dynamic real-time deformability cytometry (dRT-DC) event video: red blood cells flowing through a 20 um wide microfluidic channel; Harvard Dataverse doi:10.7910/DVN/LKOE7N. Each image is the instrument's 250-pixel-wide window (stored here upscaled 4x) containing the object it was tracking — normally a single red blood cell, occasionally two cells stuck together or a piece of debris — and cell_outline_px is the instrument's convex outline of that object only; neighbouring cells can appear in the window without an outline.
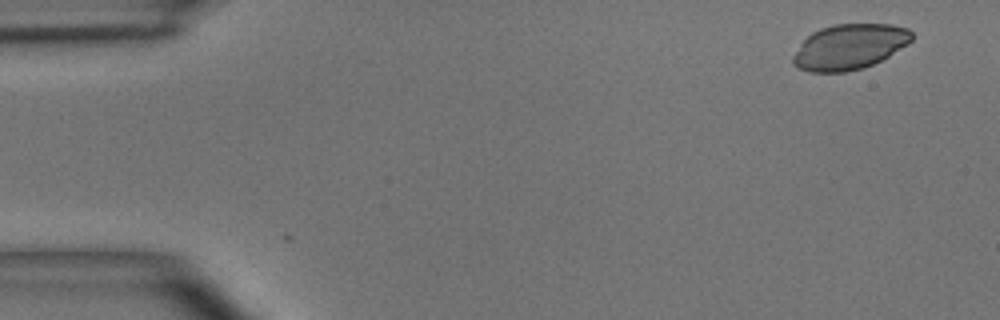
{"species": "common noctule bat (a hibernating species)", "species_latin": "Nyctalus noctula", "temperature_condition": "room temperature", "stored_images_in_passage": 4, "camera_frame_rate_fps": 3000, "um_per_image_px": 0.085, "animal": {"sex": "male", "body_mass_g": 15.6}, "frame": {"image": 1, "passage_image": 1, "time_ms": 0.0, "image_size_px": [1000, 320], "cell_outline_px": [[912, 40], [908, 44], [888, 56], [864, 68], [844, 72], [808, 72], [792, 64], [792, 56], [804, 40], [812, 32], [820, 28], [832, 24], [892, 24], [908, 28], [912, 32]], "centroid_in_image_um": [72.2, 3.97], "position_along_channel_um": 12.8, "area_um2": 31.39}}